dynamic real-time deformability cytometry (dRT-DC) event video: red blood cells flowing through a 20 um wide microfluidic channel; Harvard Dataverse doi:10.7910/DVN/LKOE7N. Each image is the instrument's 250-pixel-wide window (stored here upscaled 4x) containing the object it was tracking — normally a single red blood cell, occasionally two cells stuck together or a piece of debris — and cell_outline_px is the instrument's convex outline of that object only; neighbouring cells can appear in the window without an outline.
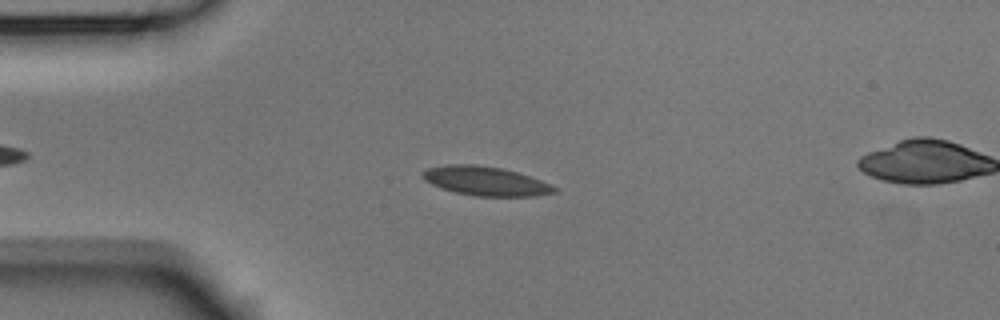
{"species": "Egyptian fruit bat (a non-hibernating species)", "species_latin": "Rousettus aegyptiacus", "temperature_condition": "room temperature", "stored_images_in_passage": 42, "camera_frame_rate_fps": 3000, "um_per_image_px": 0.085, "animal": {"sex": "male"}, "frame": {"image": 1, "passage_image": 11, "time_ms": 3.333, "image_size_px": [1000, 320], "cell_outline_px": [[556, 192], [536, 196], [476, 196], [456, 192], [440, 188], [424, 180], [420, 172], [428, 168], [444, 164], [476, 164], [500, 168], [516, 172], [540, 180], [556, 188]], "centroid_in_image_um": [41.21, 15.38], "position_along_channel_um": 43.8, "area_um2": 22.2}}
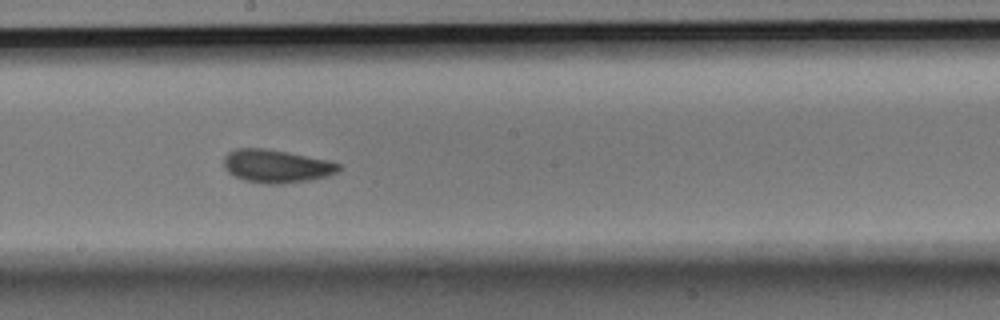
{"frame": {"image": 2, "passage_image": 27, "time_ms": 8.667, "image_size_px": [1000, 320], "cell_outline_px": [[340, 172], [328, 176], [308, 180], [280, 184], [264, 184], [244, 180], [228, 172], [224, 168], [224, 156], [228, 152], [236, 148], [264, 148], [288, 152], [328, 160], [340, 164]], "centroid_in_image_um": [23.5, 14.12], "position_along_channel_um": 224.7, "area_um2": 22.25}}
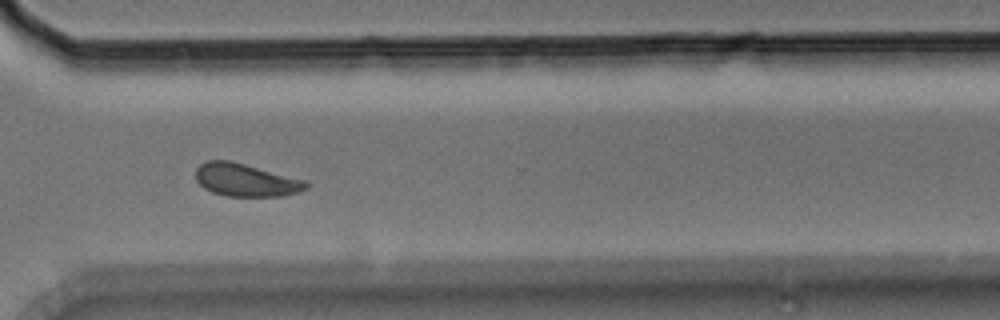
{"frame": {"image": 3, "passage_image": 37, "time_ms": 12.0, "image_size_px": [1000, 320], "cell_outline_px": [[308, 188], [284, 196], [224, 196], [212, 192], [204, 188], [196, 180], [196, 168], [200, 164], [208, 160], [232, 160], [308, 180]], "centroid_in_image_um": [20.91, 15.29], "position_along_channel_um": 349.7, "area_um2": 21.44}, "authors_computed_cell_mechanics": {"area_um2": 21.6461, "velocity_mm_per_s": 3.7623, "shape_relaxation_time_tau1_ms": 4.2952, "shape_relaxation_time_tau2_ms": 1.7603, "deformation_change_tau1": 0.0998, "deformation_change_tau2": 0.043}}